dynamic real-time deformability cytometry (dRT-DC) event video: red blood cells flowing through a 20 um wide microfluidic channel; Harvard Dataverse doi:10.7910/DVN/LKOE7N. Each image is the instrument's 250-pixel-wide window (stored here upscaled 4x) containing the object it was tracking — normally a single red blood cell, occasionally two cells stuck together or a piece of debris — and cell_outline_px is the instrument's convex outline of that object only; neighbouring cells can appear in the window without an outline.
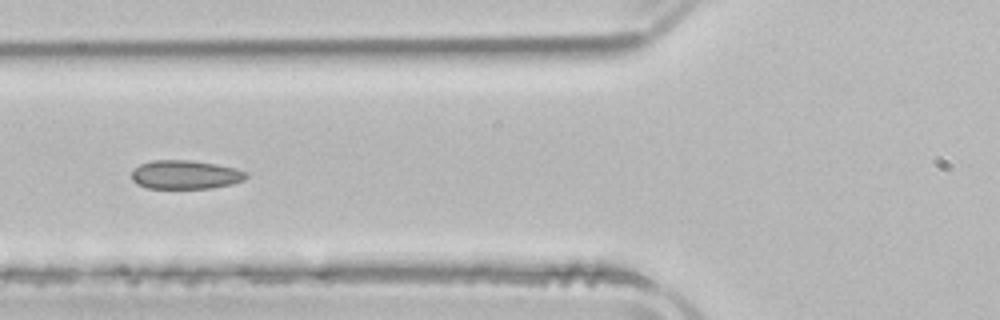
{"species": "common noctule bat (a hibernating species)", "species_latin": "Nyctalus noctula", "temperature_condition": "room temperature", "stored_images_in_passage": 7, "camera_frame_rate_fps": 3000, "um_per_image_px": 0.085, "animal": {"sex": "male", "body_mass_g": 21.5, "forearm_length_mm": 52.0}, "frame": {"image": 1, "passage_image": 4, "time_ms": 5.0, "image_size_px": [1000, 320], "cell_outline_px": [[248, 176], [244, 180], [232, 184], [212, 188], [148, 188], [136, 184], [132, 180], [132, 172], [140, 164], [152, 160], [192, 160], [216, 164], [236, 168], [248, 172]], "centroid_in_image_um": [15.78, 14.84], "position_along_channel_um": 110.0, "area_um2": 19.31}}
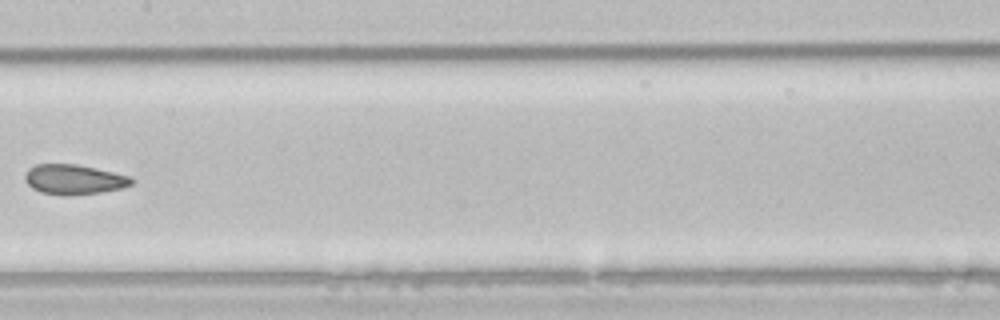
{"frame": {"image": 2, "passage_image": 6, "time_ms": 7.333, "image_size_px": [1000, 320], "cell_outline_px": [[132, 184], [124, 188], [100, 192], [72, 196], [64, 196], [40, 192], [32, 188], [24, 180], [24, 176], [28, 168], [36, 164], [76, 164], [96, 168], [132, 176]], "centroid_in_image_um": [6.28, 15.26], "position_along_channel_um": 201.1, "area_um2": 18.84}}
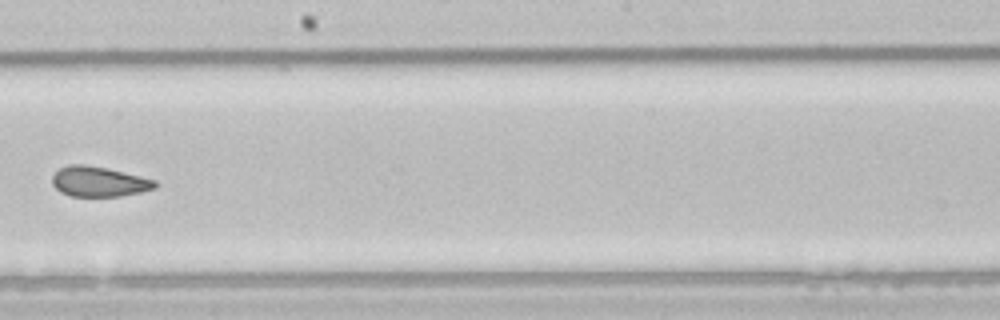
{"frame": {"image": 3, "passage_image": 7, "time_ms": 8.333, "image_size_px": [1000, 320], "cell_outline_px": [[156, 188], [140, 192], [120, 196], [72, 196], [60, 192], [52, 184], [52, 176], [60, 168], [68, 164], [84, 164], [108, 168], [156, 180]], "centroid_in_image_um": [8.39, 15.43], "position_along_channel_um": 239.8, "area_um2": 18.03}}